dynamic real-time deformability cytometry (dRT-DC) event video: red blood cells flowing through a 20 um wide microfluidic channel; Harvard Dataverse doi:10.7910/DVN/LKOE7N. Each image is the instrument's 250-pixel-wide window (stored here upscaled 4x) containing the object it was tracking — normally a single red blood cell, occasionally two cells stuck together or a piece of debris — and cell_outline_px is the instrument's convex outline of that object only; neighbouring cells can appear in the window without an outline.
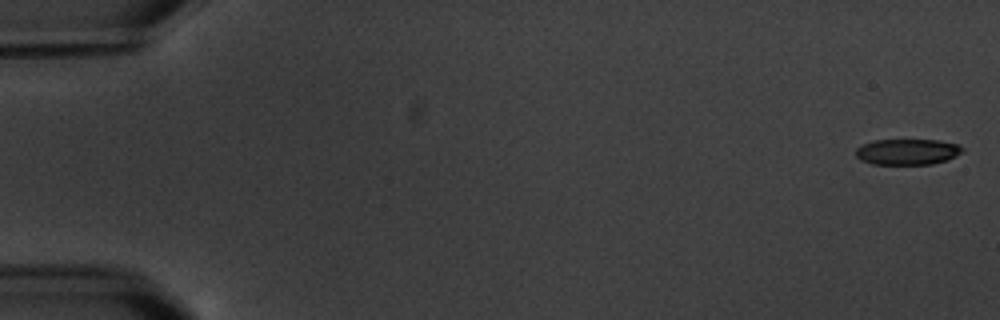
{"species": "common noctule bat (a hibernating species)", "species_latin": "Nyctalus noctula", "temperature_condition": "warm", "stored_images_in_passage": 6, "camera_frame_rate_fps": 3000, "um_per_image_px": 0.085, "animal": {"sex": "male", "body_mass_g": 20.1, "forearm_length_mm": 53.5}, "frame": {"image": 1, "passage_image": 1, "time_ms": 0.0, "image_size_px": [1000, 320], "cell_outline_px": [[964, 152], [948, 160], [932, 164], [872, 164], [860, 160], [856, 156], [856, 148], [872, 140], [940, 140], [956, 144], [964, 148]], "centroid_in_image_um": [77.15, 12.9], "position_along_channel_um": 7.9, "area_um2": 16.18}}
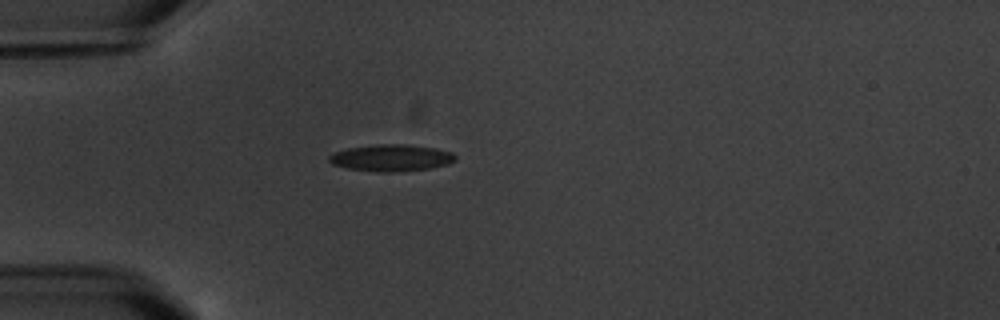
{"frame": {"image": 2, "passage_image": 5, "time_ms": 5.333, "image_size_px": [1000, 320], "cell_outline_px": [[456, 160], [448, 164], [432, 168], [396, 172], [380, 172], [348, 168], [332, 164], [328, 160], [328, 156], [336, 152], [348, 148], [376, 144], [404, 144], [436, 148], [452, 152], [456, 156]], "centroid_in_image_um": [33.29, 13.42], "position_along_channel_um": 51.7, "area_um2": 19.71}}